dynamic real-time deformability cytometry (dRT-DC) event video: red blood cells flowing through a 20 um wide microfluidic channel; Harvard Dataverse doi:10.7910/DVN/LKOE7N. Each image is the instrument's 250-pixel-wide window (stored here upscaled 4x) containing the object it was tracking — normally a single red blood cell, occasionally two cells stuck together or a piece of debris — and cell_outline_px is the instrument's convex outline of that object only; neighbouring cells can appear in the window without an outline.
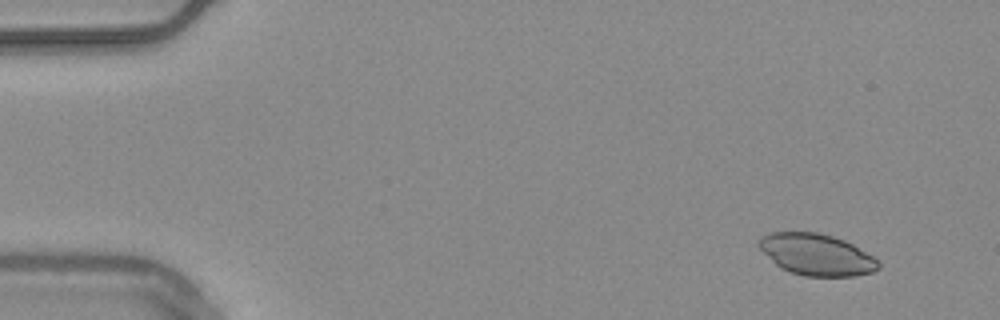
{"species": "common noctule bat (a hibernating species)", "species_latin": "Nyctalus noctula", "temperature_condition": "warm", "stored_images_in_passage": 51, "camera_frame_rate_fps": 3000, "um_per_image_px": 0.085, "animal": {"sex": "male", "body_mass_g": 20.4}, "frame": {"image": 1, "passage_image": 1, "time_ms": 0.0, "image_size_px": [1000, 320], "cell_outline_px": [[880, 268], [872, 272], [856, 276], [804, 276], [780, 268], [756, 244], [760, 236], [768, 232], [816, 232], [832, 236], [844, 240], [852, 244], [880, 260]], "centroid_in_image_um": [69.41, 21.63], "position_along_channel_um": 15.6, "area_um2": 28.96}}
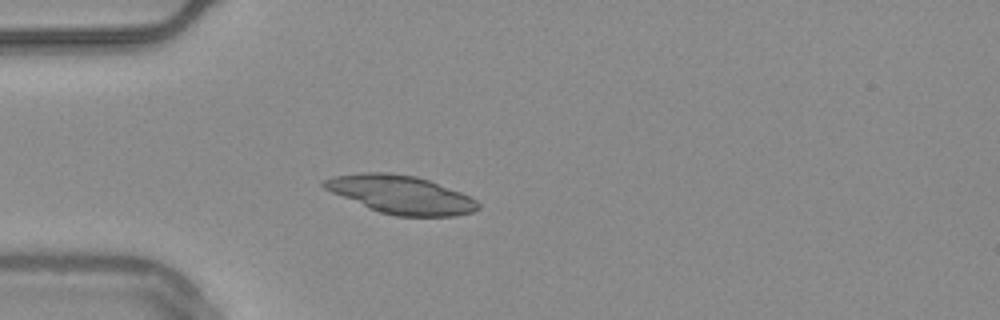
{"frame": {"image": 2, "passage_image": 12, "time_ms": 3.667, "image_size_px": [1000, 320], "cell_outline_px": [[480, 208], [472, 212], [456, 216], [396, 216], [380, 212], [368, 208], [332, 192], [324, 188], [320, 184], [320, 180], [332, 176], [364, 172], [388, 172], [416, 176], [428, 180], [460, 192], [476, 200], [480, 204]], "centroid_in_image_um": [34.04, 16.53], "position_along_channel_um": 51.0, "area_um2": 34.22}}